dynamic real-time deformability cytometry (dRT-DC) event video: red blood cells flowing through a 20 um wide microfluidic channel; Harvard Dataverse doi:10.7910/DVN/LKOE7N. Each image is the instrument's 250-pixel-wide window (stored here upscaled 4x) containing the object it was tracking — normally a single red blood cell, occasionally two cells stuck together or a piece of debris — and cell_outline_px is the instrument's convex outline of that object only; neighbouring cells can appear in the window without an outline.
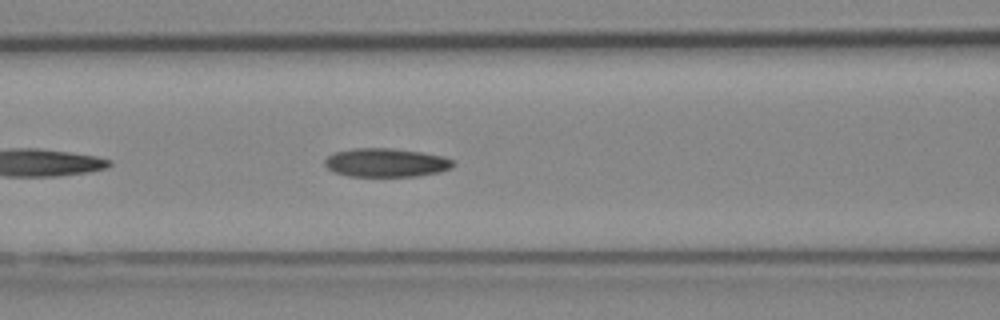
{"species": "Egyptian fruit bat (a non-hibernating species)", "species_latin": "Rousettus aegyptiacus", "temperature_condition": "cold", "stored_images_in_passage": 24, "camera_frame_rate_fps": 3000, "um_per_image_px": 0.085, "animal": {"sex": "female"}, "frame": {"image": 1, "passage_image": 8, "time_ms": 2.333, "image_size_px": [1000, 320], "cell_outline_px": [[456, 164], [452, 168], [440, 172], [416, 176], [348, 176], [332, 172], [324, 164], [324, 160], [328, 156], [336, 152], [352, 148], [392, 148], [420, 152], [444, 156], [452, 160]], "centroid_in_image_um": [32.82, 13.82], "position_along_channel_um": 133.8, "area_um2": 21.56}}
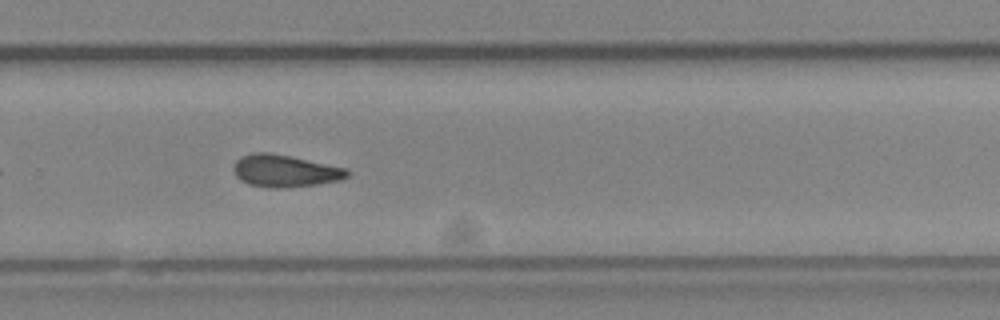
{"frame": {"image": 2, "passage_image": 21, "time_ms": 6.667, "image_size_px": [1000, 320], "cell_outline_px": [[348, 176], [340, 180], [316, 184], [280, 188], [268, 188], [248, 184], [240, 180], [236, 176], [232, 168], [236, 160], [240, 156], [252, 152], [268, 152], [288, 156], [344, 168], [348, 172]], "centroid_in_image_um": [24.13, 14.53], "position_along_channel_um": 305.7, "area_um2": 21.1}}